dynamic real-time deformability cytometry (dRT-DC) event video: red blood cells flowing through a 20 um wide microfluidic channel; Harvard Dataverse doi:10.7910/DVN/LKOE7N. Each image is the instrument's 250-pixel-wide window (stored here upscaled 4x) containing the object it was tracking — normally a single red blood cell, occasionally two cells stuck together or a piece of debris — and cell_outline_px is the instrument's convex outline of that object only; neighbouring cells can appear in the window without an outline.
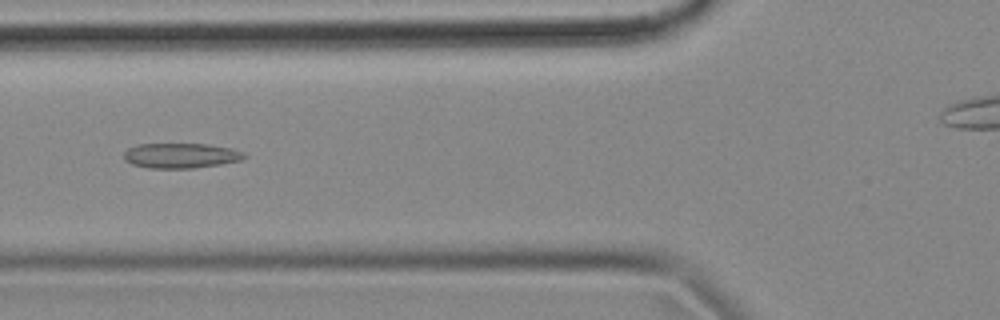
{"species": "common noctule bat (a hibernating species)", "species_latin": "Nyctalus noctula", "temperature_condition": "cold", "stored_images_in_passage": 57, "camera_frame_rate_fps": 3000, "um_per_image_px": 0.085, "animal": {"sex": "female", "body_mass_g": 18.4}, "frame": {"image": 1, "passage_image": 21, "time_ms": 6.667, "image_size_px": [1000, 320], "cell_outline_px": [[248, 156], [240, 160], [220, 164], [192, 168], [148, 168], [132, 164], [124, 160], [124, 152], [128, 148], [136, 144], [208, 144], [232, 148], [244, 152]], "centroid_in_image_um": [15.36, 13.22], "position_along_channel_um": 110.4, "area_um2": 17.63}}
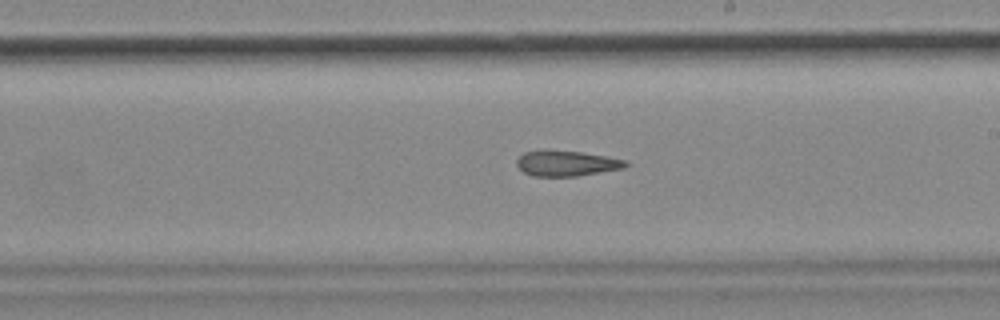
{"frame": {"image": 2, "passage_image": 32, "time_ms": 10.333, "image_size_px": [1000, 320], "cell_outline_px": [[628, 164], [624, 168], [580, 176], [532, 176], [524, 172], [516, 164], [516, 160], [524, 152], [544, 148], [548, 148], [580, 152], [608, 156], [628, 160]], "centroid_in_image_um": [48.15, 13.86], "position_along_channel_um": 240.8, "area_um2": 16.65}}
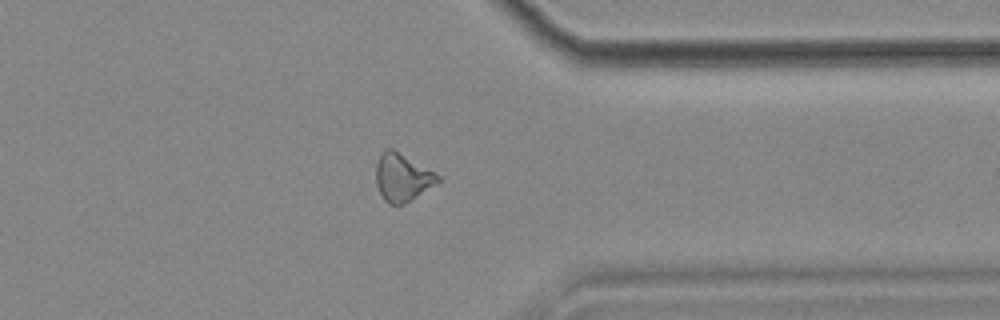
{"frame": {"image": 3, "passage_image": 44, "time_ms": 14.333, "image_size_px": [1000, 320], "cell_outline_px": [[444, 180], [404, 204], [388, 204], [384, 200], [376, 184], [376, 164], [380, 152], [388, 148], [392, 148], [440, 176]], "centroid_in_image_um": [34.2, 15.09], "position_along_channel_um": 377.2, "area_um2": 17.17}, "authors_computed_cell_mechanics": {"area_um2": 17.5712, "velocity_mm_per_s": 3.5748, "shape_relaxation_time_tau1_ms": null, "shape_relaxation_time_tau2_ms": 7.9426, "deformation_change_tau1": null, "deformation_change_tau2": 0.193}}